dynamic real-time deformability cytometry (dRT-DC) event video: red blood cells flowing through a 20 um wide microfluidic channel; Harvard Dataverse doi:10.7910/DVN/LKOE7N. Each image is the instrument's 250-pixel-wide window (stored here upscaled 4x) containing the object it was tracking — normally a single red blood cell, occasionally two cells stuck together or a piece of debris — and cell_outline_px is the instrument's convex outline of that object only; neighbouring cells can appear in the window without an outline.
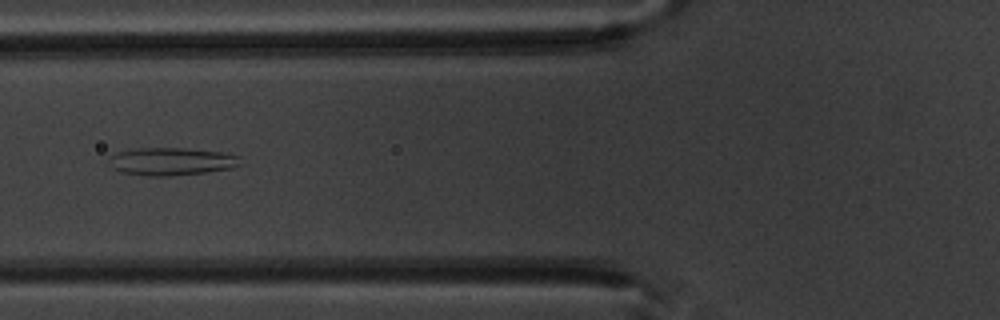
{"species": "common noctule bat (a hibernating species)", "species_latin": "Nyctalus noctula", "temperature_condition": "warm", "stored_images_in_passage": 9, "camera_frame_rate_fps": 3000, "um_per_image_px": 0.085, "animal": {"sex": "male", "body_mass_g": 20.1, "forearm_length_mm": 53.5}, "frame": {"image": 1, "passage_image": 6, "time_ms": 5.667, "image_size_px": [1000, 320], "cell_outline_px": [[244, 164], [232, 168], [204, 172], [168, 176], [144, 176], [120, 172], [112, 168], [108, 160], [116, 152], [136, 148], [184, 148], [220, 152], [240, 156]], "centroid_in_image_um": [14.58, 13.72], "position_along_channel_um": 111.2, "area_um2": 21.39}}
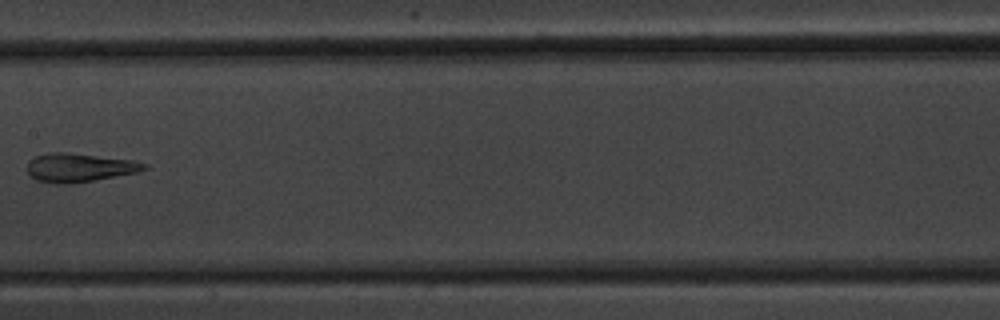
{"frame": {"image": 2, "passage_image": 8, "time_ms": 8.0, "image_size_px": [1000, 320], "cell_outline_px": [[148, 168], [136, 172], [92, 180], [64, 184], [56, 184], [36, 180], [28, 172], [28, 160], [36, 156], [48, 152], [68, 152], [132, 160], [148, 164]], "centroid_in_image_um": [6.71, 14.23], "position_along_channel_um": 200.7, "area_um2": 19.31}}
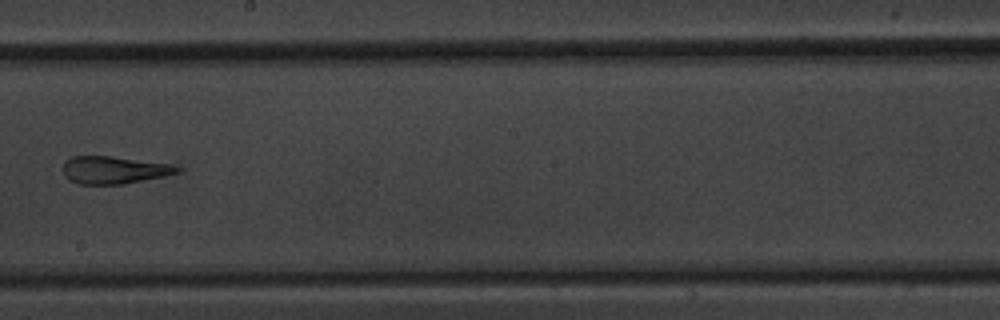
{"frame": {"image": 3, "passage_image": 9, "time_ms": 9.0, "image_size_px": [1000, 320], "cell_outline_px": [[180, 172], [164, 176], [124, 184], [76, 184], [68, 180], [64, 176], [64, 160], [72, 156], [112, 156], [172, 164], [180, 168]], "centroid_in_image_um": [9.67, 14.45], "position_along_channel_um": 238.5, "area_um2": 18.44}}